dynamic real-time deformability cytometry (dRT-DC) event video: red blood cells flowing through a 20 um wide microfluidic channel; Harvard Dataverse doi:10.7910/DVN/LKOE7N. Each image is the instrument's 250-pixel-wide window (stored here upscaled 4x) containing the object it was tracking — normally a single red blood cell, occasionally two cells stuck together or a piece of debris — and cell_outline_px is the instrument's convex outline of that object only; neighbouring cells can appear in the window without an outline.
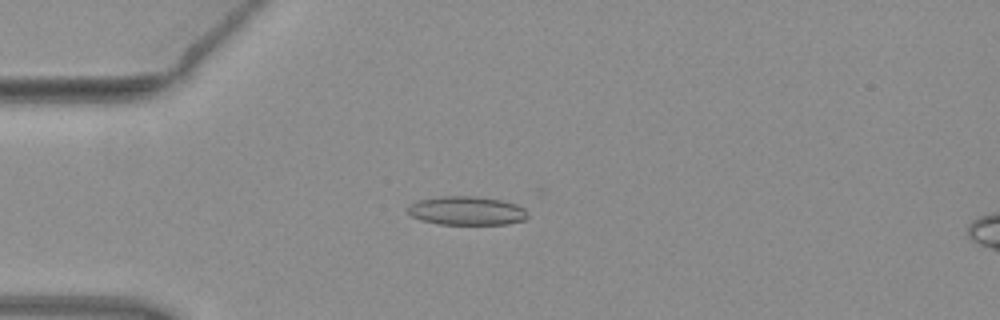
{"species": "common noctule bat (a hibernating species)", "species_latin": "Nyctalus noctula", "temperature_condition": "warm", "stored_images_in_passage": 6, "camera_frame_rate_fps": 3000, "um_per_image_px": 0.085, "animal": {"sex": "female", "body_mass_g": 19.3, "forearm_length_mm": 54.1}, "frame": {"image": 1, "passage_image": 4, "time_ms": 1.0, "image_size_px": [1000, 320], "cell_outline_px": [[528, 216], [524, 220], [508, 224], [440, 224], [420, 220], [412, 216], [408, 212], [408, 204], [416, 200], [440, 196], [476, 196], [504, 200], [516, 204], [524, 208], [528, 212]], "centroid_in_image_um": [39.67, 17.9], "position_along_channel_um": 45.3, "area_um2": 20.35}}
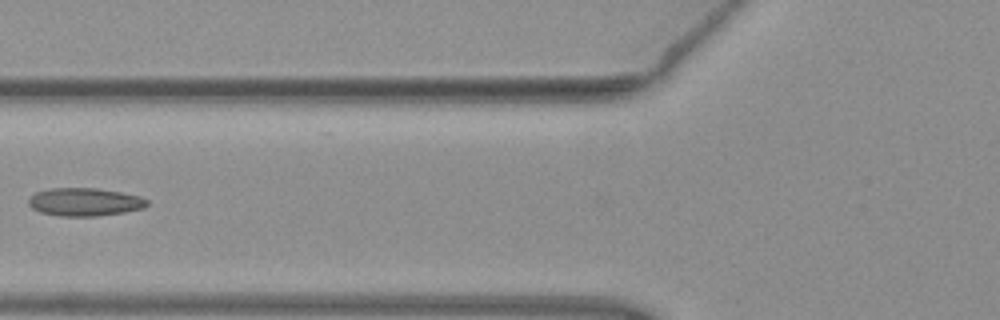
{"frame": {"image": 2, "passage_image": 6, "time_ms": 1.667, "image_size_px": [1000, 320], "cell_outline_px": [[148, 204], [144, 208], [124, 212], [96, 216], [60, 216], [40, 212], [32, 208], [28, 204], [28, 200], [36, 192], [48, 188], [96, 188], [120, 192], [140, 196], [148, 200]], "centroid_in_image_um": [7.19, 17.16], "position_along_channel_um": 118.6, "area_um2": 19.36}}